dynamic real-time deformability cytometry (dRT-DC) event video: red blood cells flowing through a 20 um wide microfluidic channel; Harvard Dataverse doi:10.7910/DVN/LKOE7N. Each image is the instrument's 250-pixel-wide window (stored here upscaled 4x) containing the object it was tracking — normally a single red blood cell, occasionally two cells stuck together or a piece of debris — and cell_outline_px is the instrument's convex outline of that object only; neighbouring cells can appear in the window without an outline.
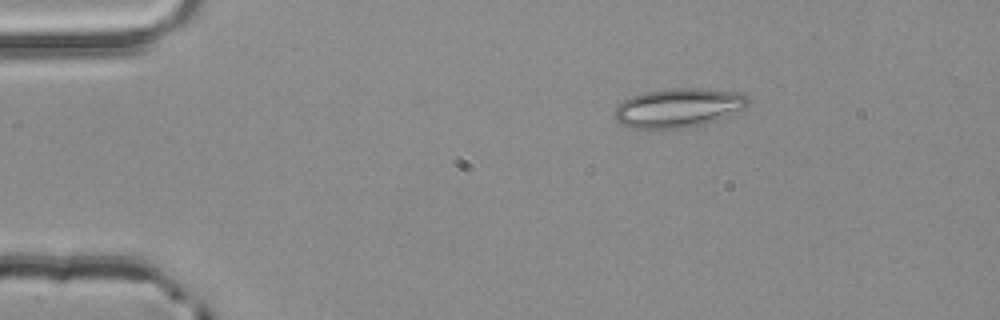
{"species": "common noctule bat (a hibernating species)", "species_latin": "Nyctalus noctula", "temperature_condition": "room temperature", "stored_images_in_passage": 2, "camera_frame_rate_fps": 3000, "um_per_image_px": 0.085, "animal": {"sex": "male", "body_mass_g": 20.4}, "frame": {"image": 1, "passage_image": 1, "time_ms": 0.0, "image_size_px": [1000, 320], "cell_outline_px": [[752, 100], [744, 108], [728, 116], [704, 124], [688, 128], [648, 132], [624, 124], [616, 120], [616, 108], [624, 100], [632, 96], [644, 92], [672, 88], [700, 88], [740, 92]], "centroid_in_image_um": [57.69, 9.2], "position_along_channel_um": 27.3, "area_um2": 30.98}}